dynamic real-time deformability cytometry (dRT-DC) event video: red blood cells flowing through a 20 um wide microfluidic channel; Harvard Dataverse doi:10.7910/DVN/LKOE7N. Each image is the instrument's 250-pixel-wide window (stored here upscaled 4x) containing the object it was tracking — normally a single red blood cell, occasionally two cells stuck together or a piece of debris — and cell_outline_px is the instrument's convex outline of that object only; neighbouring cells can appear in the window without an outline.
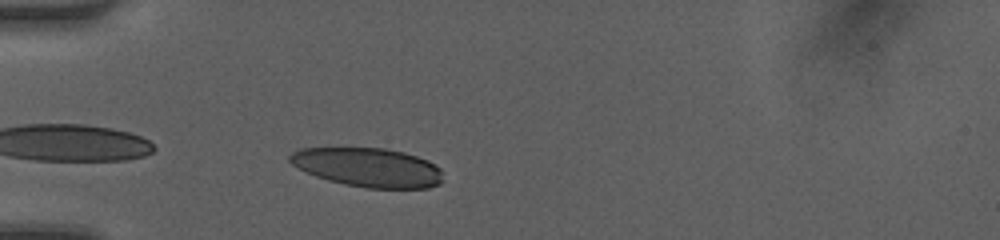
{"species": "human", "species_latin": "Homo sapiens", "temperature_condition": "room temperature", "stored_images_in_passage": 32, "camera_frame_rate_fps": 3000, "um_per_image_px": 0.085, "donor": {"sex": "female"}, "frame": {"image": 1, "passage_image": 2, "time_ms": 0.333, "image_size_px": [1000, 240], "cell_outline_px": [[444, 180], [440, 184], [428, 188], [364, 188], [344, 184], [328, 180], [316, 176], [292, 164], [288, 160], [288, 156], [292, 152], [300, 148], [384, 148], [404, 152], [428, 160], [440, 168]], "centroid_in_image_um": [31.31, 14.23], "position_along_channel_um": 53.7, "area_um2": 34.91}}
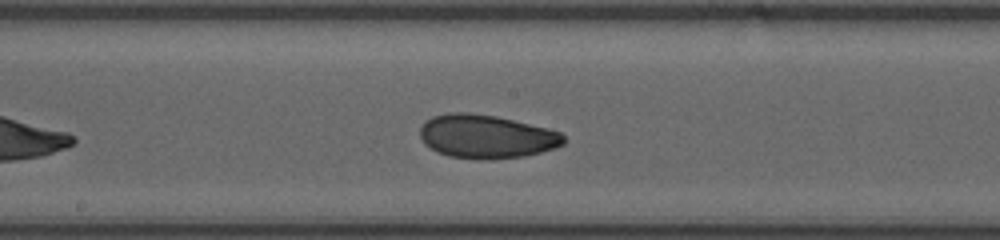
{"frame": {"image": 2, "passage_image": 14, "time_ms": 4.333, "image_size_px": [1000, 240], "cell_outline_px": [[564, 144], [556, 148], [524, 156], [448, 156], [436, 152], [424, 144], [420, 136], [420, 128], [424, 120], [432, 116], [448, 112], [468, 112], [496, 116], [548, 128], [560, 132], [564, 136]], "centroid_in_image_um": [41.31, 11.54], "position_along_channel_um": 206.9, "area_um2": 35.66}}
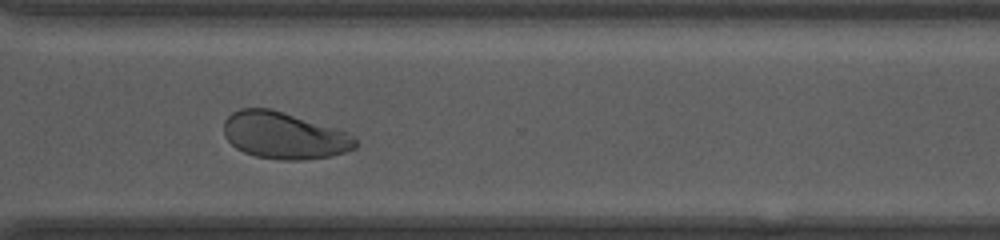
{"frame": {"image": 3, "passage_image": 24, "time_ms": 7.667, "image_size_px": [1000, 240], "cell_outline_px": [[356, 148], [344, 152], [328, 156], [300, 160], [280, 160], [256, 156], [244, 152], [236, 148], [224, 136], [224, 120], [232, 112], [240, 108], [272, 108], [336, 128], [352, 136], [356, 140]], "centroid_in_image_um": [24.11, 11.5], "position_along_channel_um": 346.5, "area_um2": 35.78}, "authors_computed_cell_mechanics": {"area_um2": 35.836, "velocity_mm_per_s": 4.2101, "shape_relaxation_time_tau1_ms": 9.9756, "shape_relaxation_time_tau2_ms": 1.7953, "deformation_change_tau1": 0.2598, "deformation_change_tau2": 0.0592}}